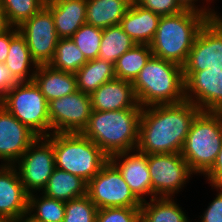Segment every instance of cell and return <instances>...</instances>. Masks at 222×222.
<instances>
[{
	"label": "cell",
	"mask_w": 222,
	"mask_h": 222,
	"mask_svg": "<svg viewBox=\"0 0 222 222\" xmlns=\"http://www.w3.org/2000/svg\"><path fill=\"white\" fill-rule=\"evenodd\" d=\"M41 194V195H40ZM40 222H62L65 215V202L49 198L39 192L28 195V212Z\"/></svg>",
	"instance_id": "obj_29"
},
{
	"label": "cell",
	"mask_w": 222,
	"mask_h": 222,
	"mask_svg": "<svg viewBox=\"0 0 222 222\" xmlns=\"http://www.w3.org/2000/svg\"><path fill=\"white\" fill-rule=\"evenodd\" d=\"M147 164L154 198H173L194 174L181 153L148 154Z\"/></svg>",
	"instance_id": "obj_9"
},
{
	"label": "cell",
	"mask_w": 222,
	"mask_h": 222,
	"mask_svg": "<svg viewBox=\"0 0 222 222\" xmlns=\"http://www.w3.org/2000/svg\"><path fill=\"white\" fill-rule=\"evenodd\" d=\"M200 111L187 100L143 107L137 149L147 155L181 153L192 121Z\"/></svg>",
	"instance_id": "obj_1"
},
{
	"label": "cell",
	"mask_w": 222,
	"mask_h": 222,
	"mask_svg": "<svg viewBox=\"0 0 222 222\" xmlns=\"http://www.w3.org/2000/svg\"><path fill=\"white\" fill-rule=\"evenodd\" d=\"M28 193L14 165H0V221H15L28 212Z\"/></svg>",
	"instance_id": "obj_17"
},
{
	"label": "cell",
	"mask_w": 222,
	"mask_h": 222,
	"mask_svg": "<svg viewBox=\"0 0 222 222\" xmlns=\"http://www.w3.org/2000/svg\"><path fill=\"white\" fill-rule=\"evenodd\" d=\"M132 86L142 108L186 100L182 66L153 55L132 82Z\"/></svg>",
	"instance_id": "obj_3"
},
{
	"label": "cell",
	"mask_w": 222,
	"mask_h": 222,
	"mask_svg": "<svg viewBox=\"0 0 222 222\" xmlns=\"http://www.w3.org/2000/svg\"><path fill=\"white\" fill-rule=\"evenodd\" d=\"M207 20L205 16L189 10L161 16L149 44L153 56L183 66L199 30Z\"/></svg>",
	"instance_id": "obj_4"
},
{
	"label": "cell",
	"mask_w": 222,
	"mask_h": 222,
	"mask_svg": "<svg viewBox=\"0 0 222 222\" xmlns=\"http://www.w3.org/2000/svg\"><path fill=\"white\" fill-rule=\"evenodd\" d=\"M185 99L201 111L222 112V70L183 72Z\"/></svg>",
	"instance_id": "obj_14"
},
{
	"label": "cell",
	"mask_w": 222,
	"mask_h": 222,
	"mask_svg": "<svg viewBox=\"0 0 222 222\" xmlns=\"http://www.w3.org/2000/svg\"><path fill=\"white\" fill-rule=\"evenodd\" d=\"M103 29L84 24L70 37L87 60L98 58Z\"/></svg>",
	"instance_id": "obj_32"
},
{
	"label": "cell",
	"mask_w": 222,
	"mask_h": 222,
	"mask_svg": "<svg viewBox=\"0 0 222 222\" xmlns=\"http://www.w3.org/2000/svg\"><path fill=\"white\" fill-rule=\"evenodd\" d=\"M152 55L150 45L136 44L117 59L114 65L115 77L133 82Z\"/></svg>",
	"instance_id": "obj_28"
},
{
	"label": "cell",
	"mask_w": 222,
	"mask_h": 222,
	"mask_svg": "<svg viewBox=\"0 0 222 222\" xmlns=\"http://www.w3.org/2000/svg\"><path fill=\"white\" fill-rule=\"evenodd\" d=\"M4 64L18 82L33 81L38 64L32 58L26 40L17 27H10V45Z\"/></svg>",
	"instance_id": "obj_21"
},
{
	"label": "cell",
	"mask_w": 222,
	"mask_h": 222,
	"mask_svg": "<svg viewBox=\"0 0 222 222\" xmlns=\"http://www.w3.org/2000/svg\"><path fill=\"white\" fill-rule=\"evenodd\" d=\"M140 6L149 9L160 16H168L179 13L183 9L176 0H135Z\"/></svg>",
	"instance_id": "obj_35"
},
{
	"label": "cell",
	"mask_w": 222,
	"mask_h": 222,
	"mask_svg": "<svg viewBox=\"0 0 222 222\" xmlns=\"http://www.w3.org/2000/svg\"><path fill=\"white\" fill-rule=\"evenodd\" d=\"M142 108L114 111L93 110L87 126L81 132L109 157L137 149Z\"/></svg>",
	"instance_id": "obj_2"
},
{
	"label": "cell",
	"mask_w": 222,
	"mask_h": 222,
	"mask_svg": "<svg viewBox=\"0 0 222 222\" xmlns=\"http://www.w3.org/2000/svg\"><path fill=\"white\" fill-rule=\"evenodd\" d=\"M133 0H87L86 24L100 29L120 24Z\"/></svg>",
	"instance_id": "obj_23"
},
{
	"label": "cell",
	"mask_w": 222,
	"mask_h": 222,
	"mask_svg": "<svg viewBox=\"0 0 222 222\" xmlns=\"http://www.w3.org/2000/svg\"><path fill=\"white\" fill-rule=\"evenodd\" d=\"M161 16L132 1L121 19L123 31L138 45H149L156 33Z\"/></svg>",
	"instance_id": "obj_20"
},
{
	"label": "cell",
	"mask_w": 222,
	"mask_h": 222,
	"mask_svg": "<svg viewBox=\"0 0 222 222\" xmlns=\"http://www.w3.org/2000/svg\"><path fill=\"white\" fill-rule=\"evenodd\" d=\"M182 68L183 72L222 70V16L201 27Z\"/></svg>",
	"instance_id": "obj_12"
},
{
	"label": "cell",
	"mask_w": 222,
	"mask_h": 222,
	"mask_svg": "<svg viewBox=\"0 0 222 222\" xmlns=\"http://www.w3.org/2000/svg\"><path fill=\"white\" fill-rule=\"evenodd\" d=\"M38 136L0 104V161L14 165Z\"/></svg>",
	"instance_id": "obj_15"
},
{
	"label": "cell",
	"mask_w": 222,
	"mask_h": 222,
	"mask_svg": "<svg viewBox=\"0 0 222 222\" xmlns=\"http://www.w3.org/2000/svg\"><path fill=\"white\" fill-rule=\"evenodd\" d=\"M212 189H216L217 195L200 216V222H222V187Z\"/></svg>",
	"instance_id": "obj_36"
},
{
	"label": "cell",
	"mask_w": 222,
	"mask_h": 222,
	"mask_svg": "<svg viewBox=\"0 0 222 222\" xmlns=\"http://www.w3.org/2000/svg\"><path fill=\"white\" fill-rule=\"evenodd\" d=\"M92 110L114 111L126 108H142L134 92L132 82L113 79L99 86L90 94Z\"/></svg>",
	"instance_id": "obj_18"
},
{
	"label": "cell",
	"mask_w": 222,
	"mask_h": 222,
	"mask_svg": "<svg viewBox=\"0 0 222 222\" xmlns=\"http://www.w3.org/2000/svg\"><path fill=\"white\" fill-rule=\"evenodd\" d=\"M96 222H141V210L130 207L98 209Z\"/></svg>",
	"instance_id": "obj_34"
},
{
	"label": "cell",
	"mask_w": 222,
	"mask_h": 222,
	"mask_svg": "<svg viewBox=\"0 0 222 222\" xmlns=\"http://www.w3.org/2000/svg\"><path fill=\"white\" fill-rule=\"evenodd\" d=\"M109 160L121 172L130 190L141 203L145 202L148 196L150 199L154 198L147 154L133 149L113 154Z\"/></svg>",
	"instance_id": "obj_16"
},
{
	"label": "cell",
	"mask_w": 222,
	"mask_h": 222,
	"mask_svg": "<svg viewBox=\"0 0 222 222\" xmlns=\"http://www.w3.org/2000/svg\"><path fill=\"white\" fill-rule=\"evenodd\" d=\"M17 83L7 66L0 62V100Z\"/></svg>",
	"instance_id": "obj_39"
},
{
	"label": "cell",
	"mask_w": 222,
	"mask_h": 222,
	"mask_svg": "<svg viewBox=\"0 0 222 222\" xmlns=\"http://www.w3.org/2000/svg\"><path fill=\"white\" fill-rule=\"evenodd\" d=\"M33 81L47 102L72 94L77 90L75 73L57 70L49 64L38 65Z\"/></svg>",
	"instance_id": "obj_22"
},
{
	"label": "cell",
	"mask_w": 222,
	"mask_h": 222,
	"mask_svg": "<svg viewBox=\"0 0 222 222\" xmlns=\"http://www.w3.org/2000/svg\"><path fill=\"white\" fill-rule=\"evenodd\" d=\"M18 28L38 65L49 64L59 41L51 11L44 6Z\"/></svg>",
	"instance_id": "obj_13"
},
{
	"label": "cell",
	"mask_w": 222,
	"mask_h": 222,
	"mask_svg": "<svg viewBox=\"0 0 222 222\" xmlns=\"http://www.w3.org/2000/svg\"><path fill=\"white\" fill-rule=\"evenodd\" d=\"M45 6L51 11L59 38H70L86 24L87 0H49Z\"/></svg>",
	"instance_id": "obj_19"
},
{
	"label": "cell",
	"mask_w": 222,
	"mask_h": 222,
	"mask_svg": "<svg viewBox=\"0 0 222 222\" xmlns=\"http://www.w3.org/2000/svg\"><path fill=\"white\" fill-rule=\"evenodd\" d=\"M176 1L183 10L197 12V13L205 16L208 20L215 19V18L222 16V15H219L217 13V11L214 10V8L213 9H212V7L209 8L210 7L209 5H207V7H206V4H205V6L203 5V7L200 5H197V3H195V2H198V0H176ZM202 1H204V0H202ZM213 1H215V0H205V2L207 4H210ZM208 2H210V3H208Z\"/></svg>",
	"instance_id": "obj_37"
},
{
	"label": "cell",
	"mask_w": 222,
	"mask_h": 222,
	"mask_svg": "<svg viewBox=\"0 0 222 222\" xmlns=\"http://www.w3.org/2000/svg\"><path fill=\"white\" fill-rule=\"evenodd\" d=\"M45 0H0L7 21L11 27H19L33 14L39 12L44 6Z\"/></svg>",
	"instance_id": "obj_31"
},
{
	"label": "cell",
	"mask_w": 222,
	"mask_h": 222,
	"mask_svg": "<svg viewBox=\"0 0 222 222\" xmlns=\"http://www.w3.org/2000/svg\"><path fill=\"white\" fill-rule=\"evenodd\" d=\"M222 146V112L200 111L192 121L181 156L194 174L204 175Z\"/></svg>",
	"instance_id": "obj_6"
},
{
	"label": "cell",
	"mask_w": 222,
	"mask_h": 222,
	"mask_svg": "<svg viewBox=\"0 0 222 222\" xmlns=\"http://www.w3.org/2000/svg\"><path fill=\"white\" fill-rule=\"evenodd\" d=\"M14 222H40V221H37L31 215L26 213V214L19 216Z\"/></svg>",
	"instance_id": "obj_42"
},
{
	"label": "cell",
	"mask_w": 222,
	"mask_h": 222,
	"mask_svg": "<svg viewBox=\"0 0 222 222\" xmlns=\"http://www.w3.org/2000/svg\"><path fill=\"white\" fill-rule=\"evenodd\" d=\"M203 176L211 187H222V146L214 164Z\"/></svg>",
	"instance_id": "obj_38"
},
{
	"label": "cell",
	"mask_w": 222,
	"mask_h": 222,
	"mask_svg": "<svg viewBox=\"0 0 222 222\" xmlns=\"http://www.w3.org/2000/svg\"><path fill=\"white\" fill-rule=\"evenodd\" d=\"M98 208L88 195L65 202V215L62 222H96Z\"/></svg>",
	"instance_id": "obj_33"
},
{
	"label": "cell",
	"mask_w": 222,
	"mask_h": 222,
	"mask_svg": "<svg viewBox=\"0 0 222 222\" xmlns=\"http://www.w3.org/2000/svg\"><path fill=\"white\" fill-rule=\"evenodd\" d=\"M173 198L156 197L141 203V222H190Z\"/></svg>",
	"instance_id": "obj_25"
},
{
	"label": "cell",
	"mask_w": 222,
	"mask_h": 222,
	"mask_svg": "<svg viewBox=\"0 0 222 222\" xmlns=\"http://www.w3.org/2000/svg\"><path fill=\"white\" fill-rule=\"evenodd\" d=\"M87 195L98 209L141 207V202L132 193L121 172L110 160L87 183Z\"/></svg>",
	"instance_id": "obj_8"
},
{
	"label": "cell",
	"mask_w": 222,
	"mask_h": 222,
	"mask_svg": "<svg viewBox=\"0 0 222 222\" xmlns=\"http://www.w3.org/2000/svg\"><path fill=\"white\" fill-rule=\"evenodd\" d=\"M62 202L87 195V182L81 177L55 168L41 192Z\"/></svg>",
	"instance_id": "obj_24"
},
{
	"label": "cell",
	"mask_w": 222,
	"mask_h": 222,
	"mask_svg": "<svg viewBox=\"0 0 222 222\" xmlns=\"http://www.w3.org/2000/svg\"><path fill=\"white\" fill-rule=\"evenodd\" d=\"M11 26L9 25L3 9L0 7V35L6 32Z\"/></svg>",
	"instance_id": "obj_41"
},
{
	"label": "cell",
	"mask_w": 222,
	"mask_h": 222,
	"mask_svg": "<svg viewBox=\"0 0 222 222\" xmlns=\"http://www.w3.org/2000/svg\"><path fill=\"white\" fill-rule=\"evenodd\" d=\"M55 168L81 177L87 183L109 161V156L81 132L52 133Z\"/></svg>",
	"instance_id": "obj_5"
},
{
	"label": "cell",
	"mask_w": 222,
	"mask_h": 222,
	"mask_svg": "<svg viewBox=\"0 0 222 222\" xmlns=\"http://www.w3.org/2000/svg\"><path fill=\"white\" fill-rule=\"evenodd\" d=\"M135 45L120 24L109 26L103 29L98 58L115 65L117 59Z\"/></svg>",
	"instance_id": "obj_27"
},
{
	"label": "cell",
	"mask_w": 222,
	"mask_h": 222,
	"mask_svg": "<svg viewBox=\"0 0 222 222\" xmlns=\"http://www.w3.org/2000/svg\"><path fill=\"white\" fill-rule=\"evenodd\" d=\"M77 90L91 94L102 84L115 79L114 65L99 58L88 60L76 73Z\"/></svg>",
	"instance_id": "obj_26"
},
{
	"label": "cell",
	"mask_w": 222,
	"mask_h": 222,
	"mask_svg": "<svg viewBox=\"0 0 222 222\" xmlns=\"http://www.w3.org/2000/svg\"><path fill=\"white\" fill-rule=\"evenodd\" d=\"M14 166L28 194L42 192L55 169L52 142L47 137H38Z\"/></svg>",
	"instance_id": "obj_10"
},
{
	"label": "cell",
	"mask_w": 222,
	"mask_h": 222,
	"mask_svg": "<svg viewBox=\"0 0 222 222\" xmlns=\"http://www.w3.org/2000/svg\"><path fill=\"white\" fill-rule=\"evenodd\" d=\"M0 104L38 137L51 134L48 102L34 81L18 82Z\"/></svg>",
	"instance_id": "obj_7"
},
{
	"label": "cell",
	"mask_w": 222,
	"mask_h": 222,
	"mask_svg": "<svg viewBox=\"0 0 222 222\" xmlns=\"http://www.w3.org/2000/svg\"><path fill=\"white\" fill-rule=\"evenodd\" d=\"M87 61L71 38H60L49 65L57 70L76 73Z\"/></svg>",
	"instance_id": "obj_30"
},
{
	"label": "cell",
	"mask_w": 222,
	"mask_h": 222,
	"mask_svg": "<svg viewBox=\"0 0 222 222\" xmlns=\"http://www.w3.org/2000/svg\"><path fill=\"white\" fill-rule=\"evenodd\" d=\"M92 111L90 94L79 90L53 99L48 102L51 134L82 132Z\"/></svg>",
	"instance_id": "obj_11"
},
{
	"label": "cell",
	"mask_w": 222,
	"mask_h": 222,
	"mask_svg": "<svg viewBox=\"0 0 222 222\" xmlns=\"http://www.w3.org/2000/svg\"><path fill=\"white\" fill-rule=\"evenodd\" d=\"M10 45V28L0 35V62L4 63L9 51Z\"/></svg>",
	"instance_id": "obj_40"
}]
</instances>
